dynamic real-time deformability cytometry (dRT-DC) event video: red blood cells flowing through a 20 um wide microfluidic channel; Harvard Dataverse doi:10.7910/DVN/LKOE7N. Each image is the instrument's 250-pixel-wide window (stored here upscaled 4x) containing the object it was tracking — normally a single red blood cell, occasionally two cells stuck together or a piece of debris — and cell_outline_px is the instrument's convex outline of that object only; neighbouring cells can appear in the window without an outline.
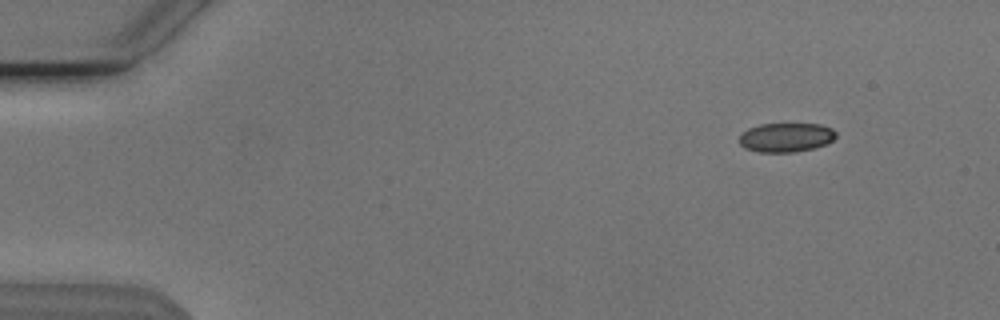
{"species": "Egyptian fruit bat (a non-hibernating species)", "species_latin": "Rousettus aegyptiacus", "temperature_condition": "cold", "stored_images_in_passage": 49, "camera_frame_rate_fps": 3000, "um_per_image_px": 0.085, "animal": {"sex": "male"}, "frame": {"image": 1, "passage_image": 1, "time_ms": 0.0, "image_size_px": [1000, 320], "cell_outline_px": [[836, 136], [832, 140], [824, 144], [812, 148], [796, 152], [760, 152], [744, 148], [740, 144], [740, 132], [748, 128], [760, 124], [820, 124], [832, 128], [836, 132]], "centroid_in_image_um": [66.78, 11.67], "position_along_channel_um": 18.2, "area_um2": 16.42}}
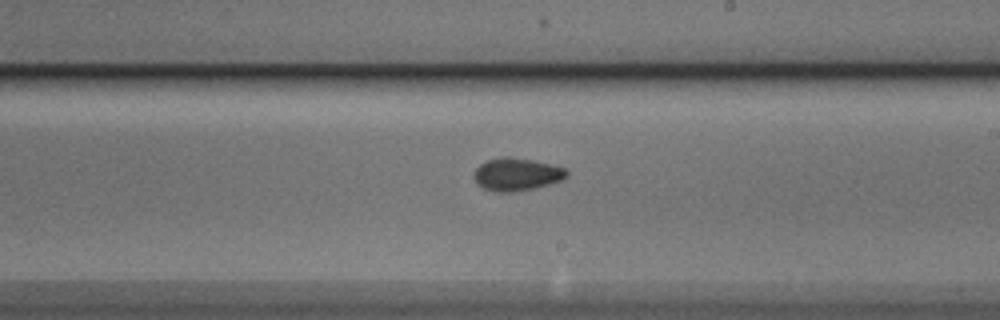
{"frame": {"image": 2, "passage_image": 27, "time_ms": 8.667, "image_size_px": [1000, 320], "cell_outline_px": [[568, 176], [560, 180], [548, 184], [532, 188], [512, 192], [496, 192], [484, 188], [476, 184], [472, 176], [472, 172], [480, 164], [488, 160], [500, 156], [508, 156], [532, 160], [564, 168], [568, 172]], "centroid_in_image_um": [43.84, 14.81], "position_along_channel_um": 245.2, "area_um2": 17.63}}
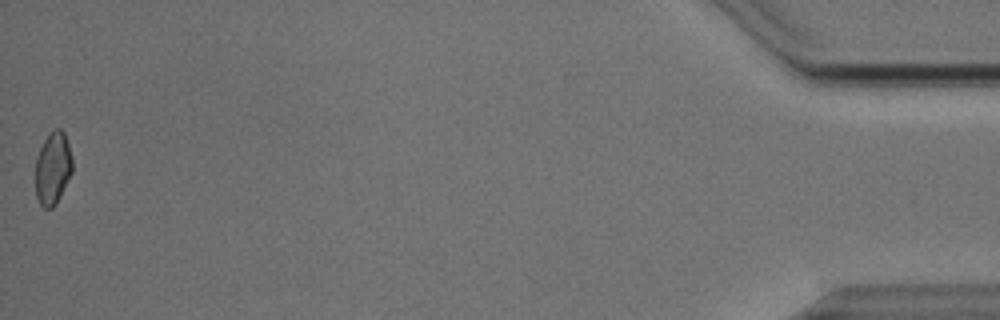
{"frame": {"image": 3, "passage_image": 49, "time_ms": 16.0, "image_size_px": [1000, 320], "cell_outline_px": [[72, 172], [56, 204], [52, 208], [44, 208], [40, 204], [36, 196], [36, 156], [44, 140], [56, 128], [60, 128], [64, 132], [72, 156]], "centroid_in_image_um": [4.49, 14.31], "position_along_channel_um": 430.7, "area_um2": 15.49}, "authors_computed_cell_mechanics": {"area_um2": 16.7042, "velocity_mm_per_s": 3.834, "shape_relaxation_time_tau1_ms": null, "shape_relaxation_time_tau2_ms": 6.4881, "deformation_change_tau1": null, "deformation_change_tau2": 0.0849}}